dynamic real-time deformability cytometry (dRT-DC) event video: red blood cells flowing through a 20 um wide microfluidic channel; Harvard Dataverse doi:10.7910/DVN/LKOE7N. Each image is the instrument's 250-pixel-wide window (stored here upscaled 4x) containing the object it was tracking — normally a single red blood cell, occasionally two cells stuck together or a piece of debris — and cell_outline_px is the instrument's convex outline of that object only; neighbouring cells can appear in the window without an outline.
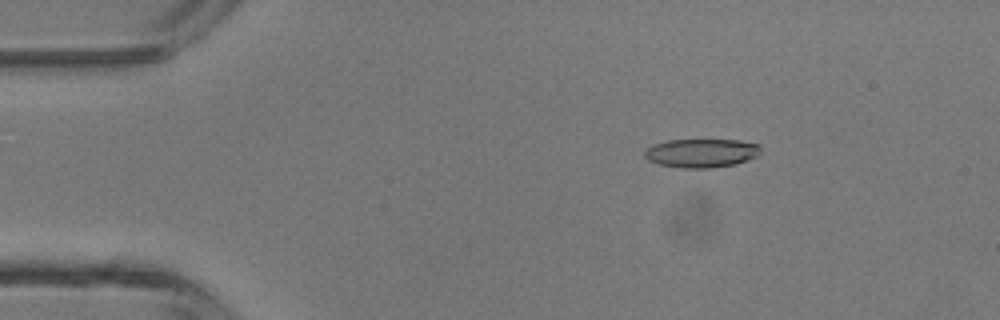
{"species": "common noctule bat (a hibernating species)", "species_latin": "Nyctalus noctula", "temperature_condition": "room temperature", "stored_images_in_passage": 4, "camera_frame_rate_fps": 3000, "um_per_image_px": 0.085, "animal": {"sex": "male", "body_mass_g": 13.3}, "frame": {"image": 1, "passage_image": 3, "time_ms": 0.667, "image_size_px": [1000, 320], "cell_outline_px": [[760, 156], [736, 164], [712, 168], [680, 168], [660, 164], [648, 160], [644, 156], [644, 148], [652, 144], [668, 140], [740, 140], [760, 144]], "centroid_in_image_um": [59.63, 13.01], "position_along_channel_um": 25.4, "area_um2": 19.77}}